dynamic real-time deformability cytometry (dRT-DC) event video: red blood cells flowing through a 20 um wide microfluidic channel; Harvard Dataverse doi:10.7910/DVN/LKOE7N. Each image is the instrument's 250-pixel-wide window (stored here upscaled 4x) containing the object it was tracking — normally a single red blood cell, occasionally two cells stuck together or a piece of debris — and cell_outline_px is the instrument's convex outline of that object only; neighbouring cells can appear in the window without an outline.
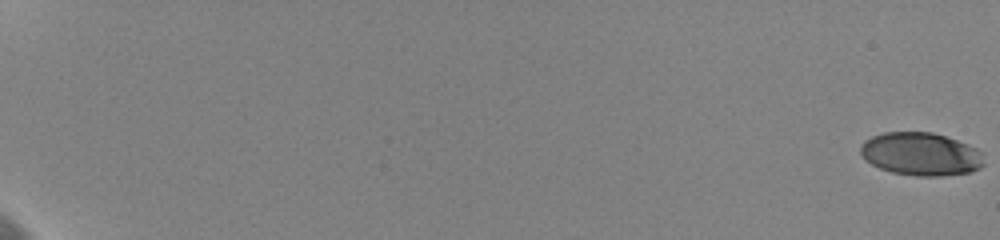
{"species": "human", "species_latin": "Homo sapiens", "temperature_condition": "cold", "stored_images_in_passage": 43, "camera_frame_rate_fps": 3000, "um_per_image_px": 0.085, "donor": {"sex": "female"}, "frame": {"image": 1, "passage_image": 1, "time_ms": 0.0, "image_size_px": [1000, 240], "cell_outline_px": [[984, 164], [980, 168], [972, 172], [940, 176], [916, 176], [892, 172], [880, 168], [872, 164], [860, 152], [860, 144], [864, 140], [872, 136], [884, 132], [932, 132], [968, 144], [984, 152]], "centroid_in_image_um": [78.31, 13.09], "position_along_channel_um": 6.7, "area_um2": 31.1}}
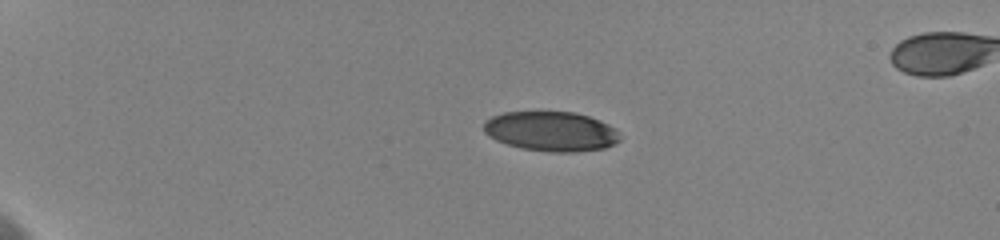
{"frame": {"image": 2, "passage_image": 18, "time_ms": 5.333, "image_size_px": [1000, 240], "cell_outline_px": [[620, 140], [616, 144], [604, 148], [576, 152], [548, 152], [520, 148], [496, 140], [488, 136], [484, 132], [484, 124], [492, 116], [504, 112], [576, 112], [600, 120], [616, 128], [620, 136]], "centroid_in_image_um": [46.88, 11.17], "position_along_channel_um": 38.1, "area_um2": 31.67}}
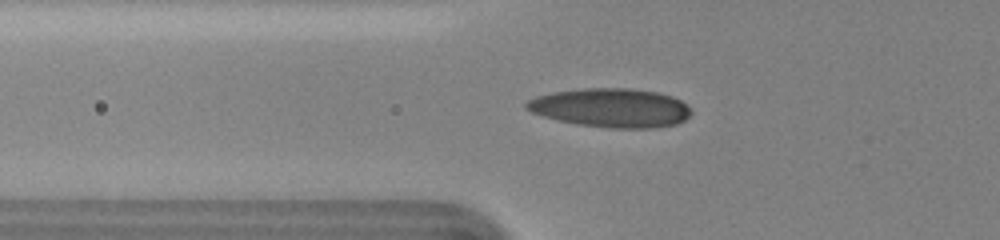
{"frame": {"image": 3, "passage_image": 30, "time_ms": 8.333, "image_size_px": [1000, 240], "cell_outline_px": [[692, 112], [684, 120], [676, 124], [652, 128], [608, 128], [580, 124], [560, 120], [544, 116], [532, 112], [524, 108], [524, 104], [528, 100], [536, 96], [552, 92], [584, 88], [628, 88], [656, 92], [672, 96], [680, 100]], "centroid_in_image_um": [51.91, 9.16], "position_along_channel_um": 73.9, "area_um2": 37.11}}